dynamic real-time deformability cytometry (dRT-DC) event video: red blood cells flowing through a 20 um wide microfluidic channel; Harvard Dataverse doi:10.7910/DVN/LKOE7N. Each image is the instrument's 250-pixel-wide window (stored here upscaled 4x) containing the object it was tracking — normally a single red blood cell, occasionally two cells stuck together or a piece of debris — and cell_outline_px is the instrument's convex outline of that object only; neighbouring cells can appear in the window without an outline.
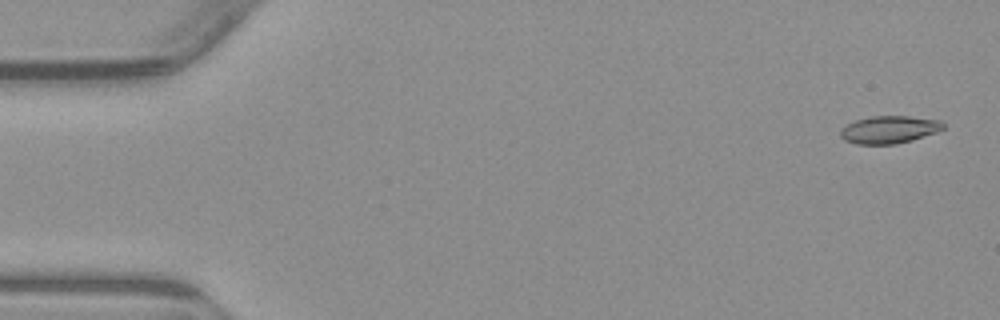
{"species": "common noctule bat (a hibernating species)", "species_latin": "Nyctalus noctula", "temperature_condition": "warm", "stored_images_in_passage": 4, "camera_frame_rate_fps": 3000, "um_per_image_px": 0.085, "animal": {"sex": "male", "body_mass_g": 23.1, "forearm_length_mm": 52.7}, "frame": {"image": 1, "passage_image": 1, "time_ms": 0.0, "image_size_px": [1000, 320], "cell_outline_px": [[944, 128], [936, 132], [912, 140], [896, 144], [856, 144], [844, 140], [840, 136], [840, 132], [848, 124], [856, 120], [872, 116], [908, 116], [940, 120], [944, 124]], "centroid_in_image_um": [75.59, 11.02], "position_along_channel_um": 9.4, "area_um2": 16.36}}
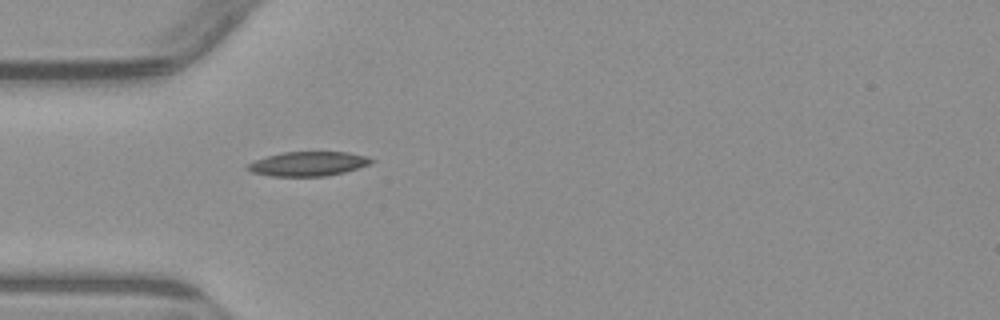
{"frame": {"image": 2, "passage_image": 4, "time_ms": 4.667, "image_size_px": [1000, 320], "cell_outline_px": [[376, 160], [368, 164], [344, 172], [324, 176], [272, 176], [252, 172], [244, 168], [248, 164], [256, 160], [268, 156], [284, 152], [348, 152], [368, 156]], "centroid_in_image_um": [26.2, 13.92], "position_along_channel_um": 58.8, "area_um2": 17.4}}